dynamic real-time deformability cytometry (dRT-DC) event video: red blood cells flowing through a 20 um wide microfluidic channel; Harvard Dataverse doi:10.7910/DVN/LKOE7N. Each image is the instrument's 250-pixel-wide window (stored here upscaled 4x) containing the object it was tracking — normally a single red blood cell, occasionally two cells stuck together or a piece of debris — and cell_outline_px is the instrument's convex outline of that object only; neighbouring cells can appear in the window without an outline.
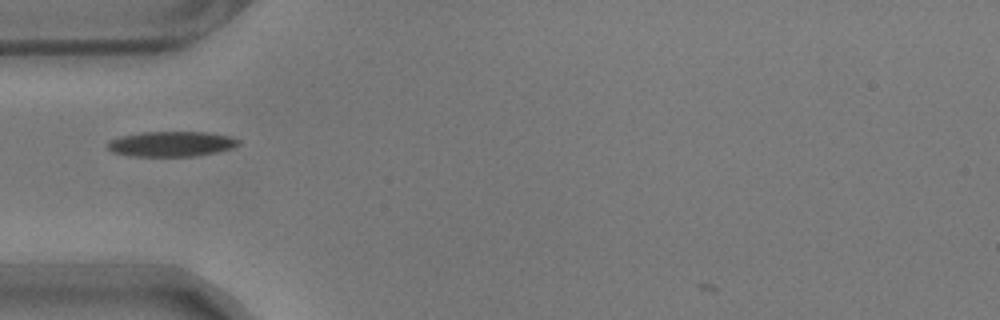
{"species": "common noctule bat (a hibernating species)", "species_latin": "Nyctalus noctula", "temperature_condition": "warm", "stored_images_in_passage": 42, "camera_frame_rate_fps": 3000, "um_per_image_px": 0.085, "animal": {"sex": "male", "body_mass_g": 17.9}, "frame": {"image": 1, "passage_image": 3, "time_ms": 0.667, "image_size_px": [1000, 320], "cell_outline_px": [[240, 144], [232, 148], [216, 152], [196, 156], [132, 156], [112, 152], [104, 148], [104, 144], [108, 140], [120, 136], [140, 132], [208, 132], [232, 136], [240, 140]], "centroid_in_image_um": [14.51, 12.23], "position_along_channel_um": 70.5, "area_um2": 19.59}}
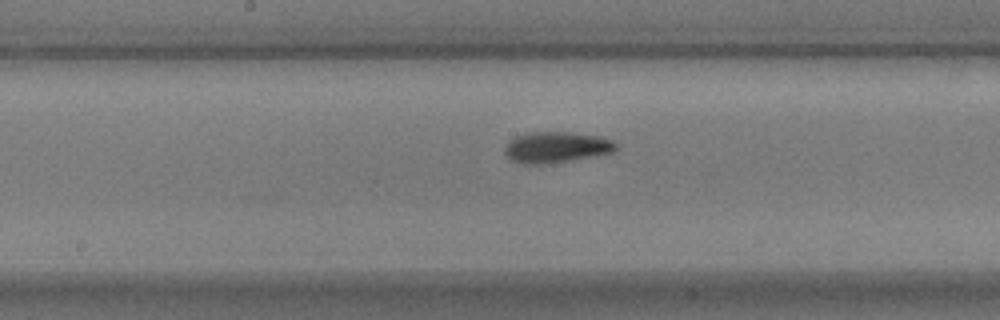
{"frame": {"image": 2, "passage_image": 14, "time_ms": 4.333, "image_size_px": [1000, 320], "cell_outline_px": [[620, 148], [612, 152], [568, 160], [544, 164], [520, 164], [508, 160], [504, 152], [504, 148], [516, 136], [532, 132], [568, 132], [600, 136], [612, 140], [620, 144]], "centroid_in_image_um": [47.29, 12.52], "position_along_channel_um": 200.9, "area_um2": 20.06}}
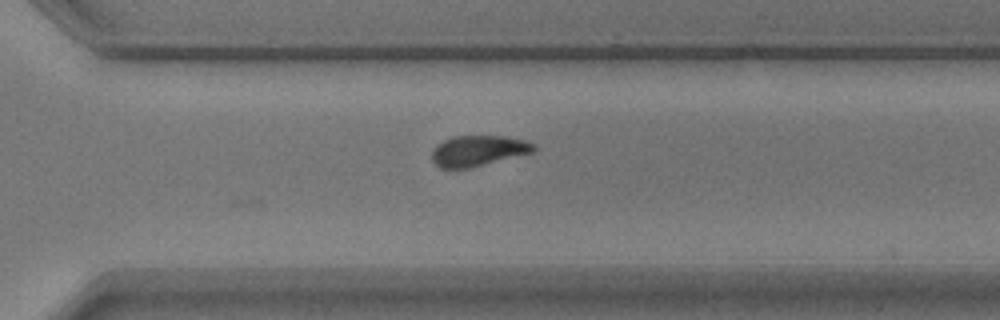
{"frame": {"image": 3, "passage_image": 25, "time_ms": 8.0, "image_size_px": [1000, 320], "cell_outline_px": [[536, 148], [532, 152], [472, 168], [440, 168], [432, 160], [432, 148], [436, 144], [452, 136], [508, 136], [524, 140], [536, 144]], "centroid_in_image_um": [40.63, 12.81], "position_along_channel_um": 330.0, "area_um2": 18.32}, "authors_computed_cell_mechanics": {"area_um2": 18.5249, "velocity_mm_per_s": 3.5345, "shape_relaxation_time_tau1_ms": 3.7587, "shape_relaxation_time_tau2_ms": 3.9357, "deformation_change_tau1": 0.1225, "deformation_change_tau2": 0.0847}}